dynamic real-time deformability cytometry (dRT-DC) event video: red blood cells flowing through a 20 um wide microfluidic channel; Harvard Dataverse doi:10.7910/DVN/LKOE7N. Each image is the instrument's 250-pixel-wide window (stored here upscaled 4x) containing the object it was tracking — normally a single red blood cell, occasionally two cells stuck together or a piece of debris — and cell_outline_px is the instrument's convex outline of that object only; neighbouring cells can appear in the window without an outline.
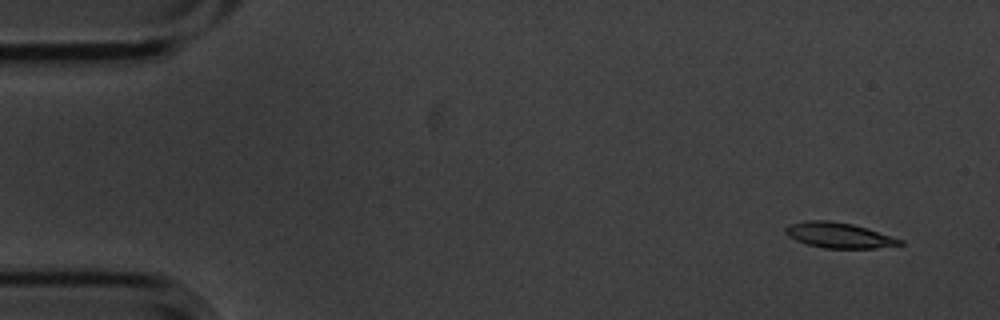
{"species": "common noctule bat (a hibernating species)", "species_latin": "Nyctalus noctula", "temperature_condition": "cold", "stored_images_in_passage": 14, "camera_frame_rate_fps": 3000, "um_per_image_px": 0.085, "animal": {"sex": "male", "body_mass_g": 20.1, "forearm_length_mm": 53.5}, "frame": {"image": 1, "passage_image": 1, "time_ms": 0.0, "image_size_px": [1000, 320], "cell_outline_px": [[904, 244], [876, 248], [824, 248], [808, 244], [796, 240], [788, 236], [784, 232], [784, 228], [788, 224], [804, 220], [828, 220], [852, 224], [904, 240]], "centroid_in_image_um": [71.26, 19.99], "position_along_channel_um": 13.7, "area_um2": 16.88}}
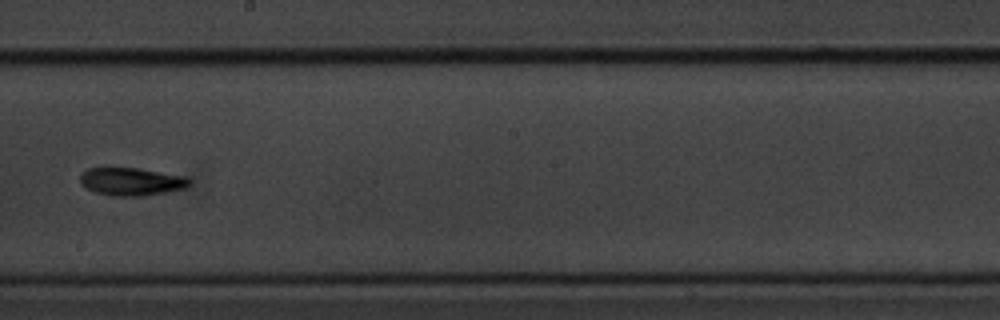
{"frame": {"image": 2, "passage_image": 8, "time_ms": 2.333, "image_size_px": [1000, 320], "cell_outline_px": [[192, 184], [184, 188], [168, 192], [144, 196], [112, 196], [96, 192], [80, 184], [80, 176], [88, 168], [136, 168], [184, 176], [192, 180]], "centroid_in_image_um": [11.2, 15.44], "position_along_channel_um": 237.0, "area_um2": 17.69}}
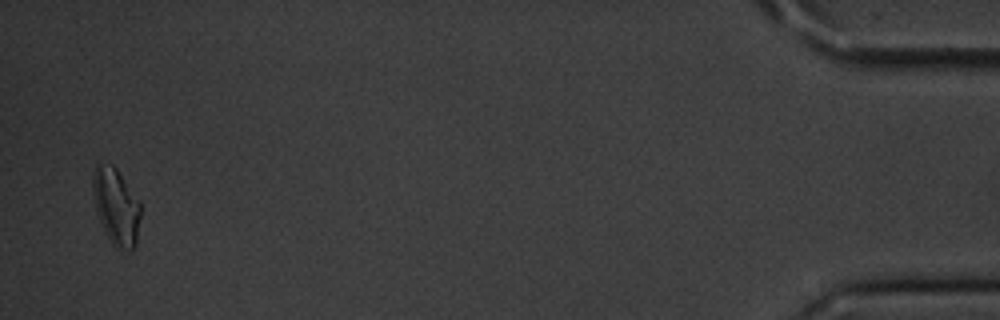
{"frame": {"image": 3, "passage_image": 14, "time_ms": 4.333, "image_size_px": [1000, 320], "cell_outline_px": [[140, 216], [136, 244], [132, 252], [120, 252], [112, 244], [96, 212], [92, 192], [92, 172], [96, 164], [112, 164], [116, 168], [140, 200]], "centroid_in_image_um": [9.88, 17.57], "position_along_channel_um": 425.3, "area_um2": 21.68}}